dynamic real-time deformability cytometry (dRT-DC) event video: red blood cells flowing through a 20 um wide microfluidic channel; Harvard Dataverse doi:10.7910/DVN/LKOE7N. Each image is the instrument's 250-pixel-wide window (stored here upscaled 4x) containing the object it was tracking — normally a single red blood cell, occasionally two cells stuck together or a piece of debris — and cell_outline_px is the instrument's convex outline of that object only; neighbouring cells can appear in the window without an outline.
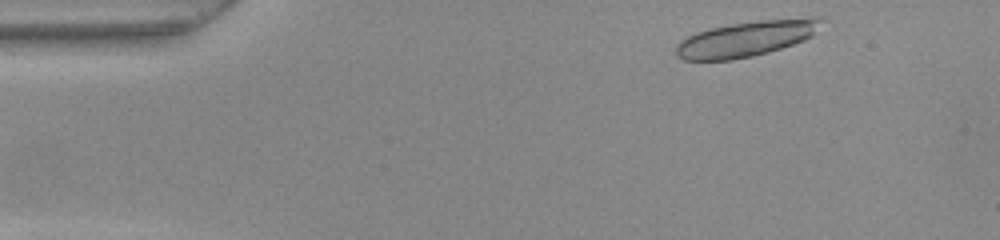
{"species": "common noctule bat (a hibernating species)", "species_latin": "Nyctalus noctula", "temperature_condition": "warm", "stored_images_in_passage": 13, "camera_frame_rate_fps": 3000, "um_per_image_px": 0.085, "animal": {"sex": "female", "body_mass_g": 22.0, "forearm_length_mm": 56.7}, "frame": {"image": 1, "passage_image": 2, "time_ms": 0.333, "image_size_px": [1000, 240], "cell_outline_px": [[820, 20], [812, 36], [804, 40], [768, 52], [752, 56], [732, 60], [684, 60], [676, 56], [676, 44], [680, 40], [696, 32], [708, 28], [732, 24], [760, 20], [812, 16], [820, 16]], "centroid_in_image_um": [63.38, 3.29], "position_along_channel_um": 21.6, "area_um2": 29.94}}